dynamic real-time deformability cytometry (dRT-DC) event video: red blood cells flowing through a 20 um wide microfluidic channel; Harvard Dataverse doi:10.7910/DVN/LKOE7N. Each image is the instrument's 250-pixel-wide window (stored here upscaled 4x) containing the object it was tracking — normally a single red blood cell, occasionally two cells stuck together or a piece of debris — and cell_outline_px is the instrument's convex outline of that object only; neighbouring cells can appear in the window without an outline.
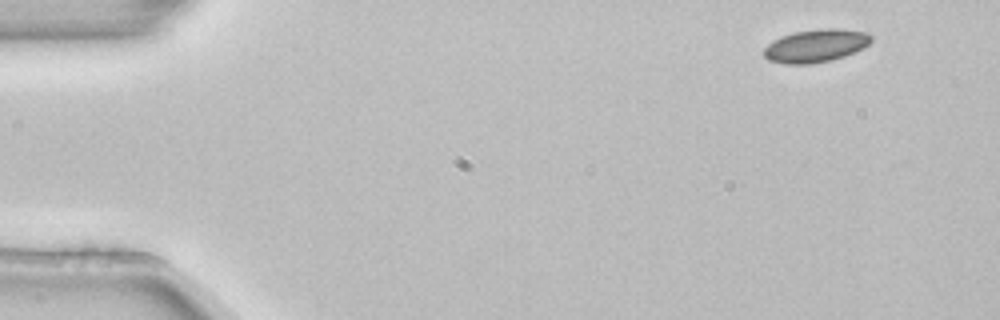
{"species": "common noctule bat (a hibernating species)", "species_latin": "Nyctalus noctula", "temperature_condition": "room temperature", "stored_images_in_passage": 3, "camera_frame_rate_fps": 3000, "um_per_image_px": 0.085, "animal": {"sex": "female", "body_mass_g": 22.7, "forearm_length_mm": 54.2}, "frame": {"image": 1, "passage_image": 1, "time_ms": 0.0, "image_size_px": [1000, 320], "cell_outline_px": [[872, 40], [864, 48], [844, 56], [832, 60], [808, 64], [784, 64], [768, 60], [764, 56], [764, 48], [772, 40], [780, 36], [792, 32], [820, 28], [836, 28], [868, 32], [872, 36]], "centroid_in_image_um": [69.33, 3.88], "position_along_channel_um": 15.7, "area_um2": 20.87}}